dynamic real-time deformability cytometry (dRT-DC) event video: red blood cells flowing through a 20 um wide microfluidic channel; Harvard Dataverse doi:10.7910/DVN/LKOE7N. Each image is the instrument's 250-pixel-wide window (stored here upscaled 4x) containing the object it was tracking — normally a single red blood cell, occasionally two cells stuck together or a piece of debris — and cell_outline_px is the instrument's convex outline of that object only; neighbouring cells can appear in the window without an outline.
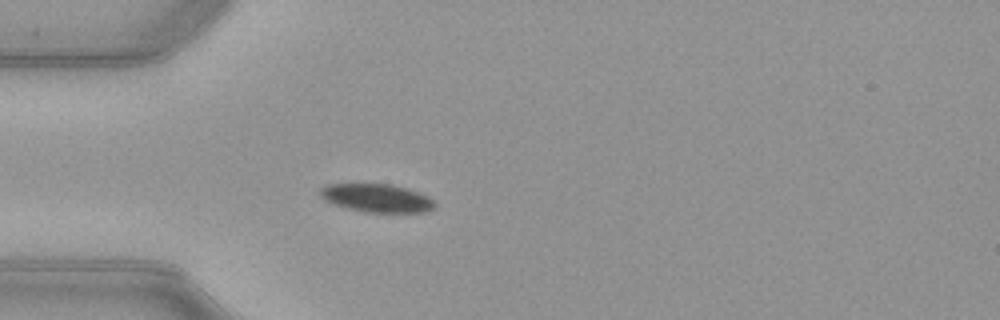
{"species": "common noctule bat (a hibernating species)", "species_latin": "Nyctalus noctula", "temperature_condition": "warm", "stored_images_in_passage": 39, "camera_frame_rate_fps": 3000, "um_per_image_px": 0.085, "animal": {"sex": "female", "body_mass_g": 21.9}, "frame": {"image": 1, "passage_image": 12, "time_ms": 3.667, "image_size_px": [1000, 320], "cell_outline_px": [[436, 208], [428, 212], [364, 212], [332, 204], [324, 200], [320, 196], [320, 188], [324, 184], [392, 184], [428, 196], [436, 204]], "centroid_in_image_um": [32.0, 16.84], "position_along_channel_um": 53.0, "area_um2": 18.9}}
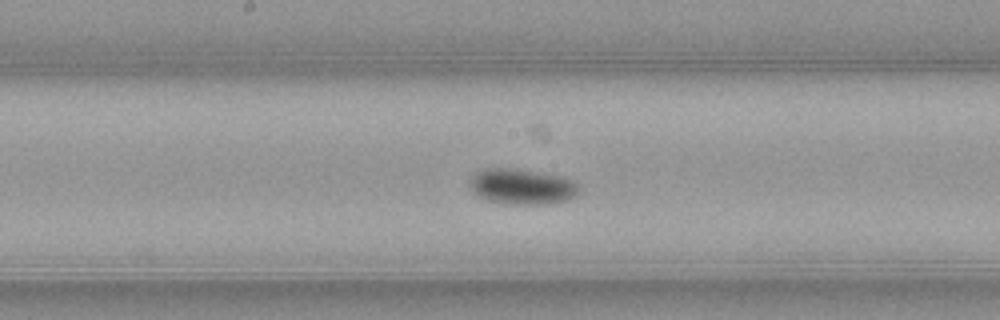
{"frame": {"image": 2, "passage_image": 24, "time_ms": 7.667, "image_size_px": [1000, 320], "cell_outline_px": [[580, 188], [576, 196], [568, 200], [548, 204], [508, 204], [488, 200], [480, 196], [468, 184], [472, 176], [476, 172], [488, 168], [512, 168], [560, 176], [572, 180]], "centroid_in_image_um": [44.39, 15.86], "position_along_channel_um": 203.8, "area_um2": 22.43}}
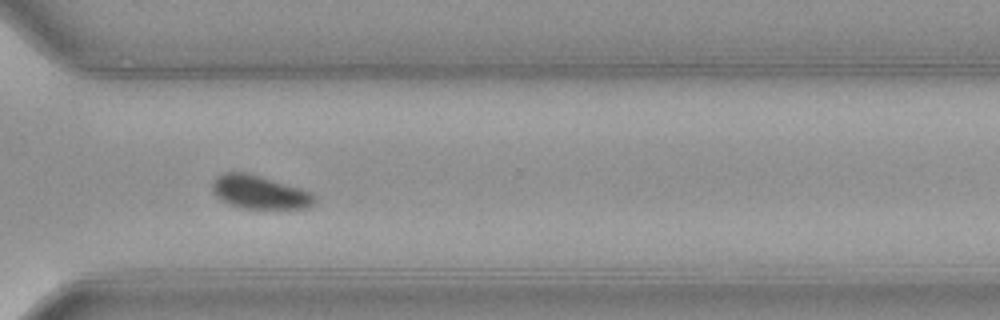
{"frame": {"image": 3, "passage_image": 35, "time_ms": 11.333, "image_size_px": [1000, 320], "cell_outline_px": [[316, 200], [308, 208], [240, 208], [228, 204], [220, 200], [216, 196], [212, 188], [212, 184], [216, 176], [224, 172], [244, 172], [260, 176], [312, 192]], "centroid_in_image_um": [22.03, 16.34], "position_along_channel_um": 348.6, "area_um2": 19.77}, "authors_computed_cell_mechanics": {"area_um2": 20.1144, "velocity_mm_per_s": 3.9586, "shape_relaxation_time_tau1_ms": 3.3812, "shape_relaxation_time_tau2_ms": null, "deformation_change_tau1": 0.0943, "deformation_change_tau2": null}}